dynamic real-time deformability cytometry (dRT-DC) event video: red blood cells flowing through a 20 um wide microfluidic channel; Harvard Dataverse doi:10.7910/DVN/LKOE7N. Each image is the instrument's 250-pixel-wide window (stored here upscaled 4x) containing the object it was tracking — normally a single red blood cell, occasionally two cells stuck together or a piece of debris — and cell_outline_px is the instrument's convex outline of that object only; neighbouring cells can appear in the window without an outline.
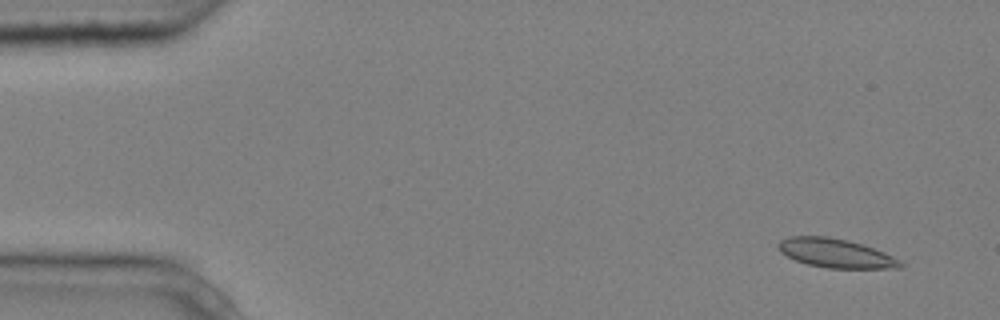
{"species": "common noctule bat (a hibernating species)", "species_latin": "Nyctalus noctula", "temperature_condition": "cold", "stored_images_in_passage": 5, "camera_frame_rate_fps": 3000, "um_per_image_px": 0.085, "animal": {"sex": "male", "body_mass_g": 20.4}, "frame": {"image": 1, "passage_image": 1, "time_ms": 0.0, "image_size_px": [1000, 320], "cell_outline_px": [[904, 268], [828, 268], [808, 264], [796, 260], [780, 252], [776, 248], [776, 244], [780, 240], [788, 236], [828, 236], [848, 240], [884, 252], [900, 260], [904, 264]], "centroid_in_image_um": [71.01, 21.51], "position_along_channel_um": 14.0, "area_um2": 20.63}}
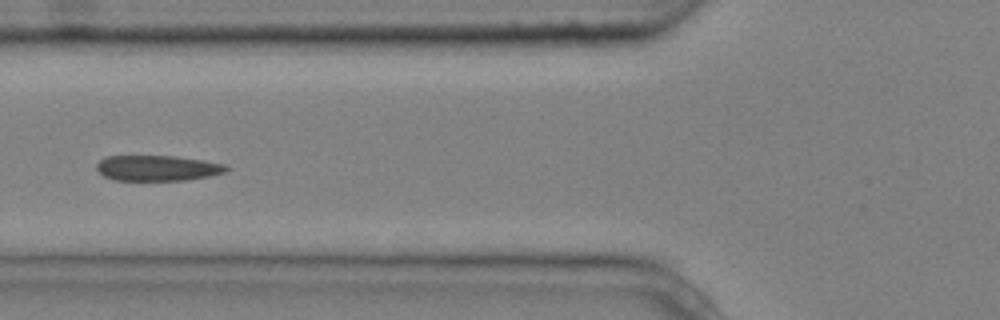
{"frame": {"image": 2, "passage_image": 5, "time_ms": 1.333, "image_size_px": [1000, 320], "cell_outline_px": [[228, 168], [224, 172], [212, 176], [184, 180], [112, 180], [104, 176], [96, 168], [96, 164], [104, 156], [176, 156], [204, 160], [228, 164]], "centroid_in_image_um": [13.4, 14.28], "position_along_channel_um": 112.4, "area_um2": 19.42}}